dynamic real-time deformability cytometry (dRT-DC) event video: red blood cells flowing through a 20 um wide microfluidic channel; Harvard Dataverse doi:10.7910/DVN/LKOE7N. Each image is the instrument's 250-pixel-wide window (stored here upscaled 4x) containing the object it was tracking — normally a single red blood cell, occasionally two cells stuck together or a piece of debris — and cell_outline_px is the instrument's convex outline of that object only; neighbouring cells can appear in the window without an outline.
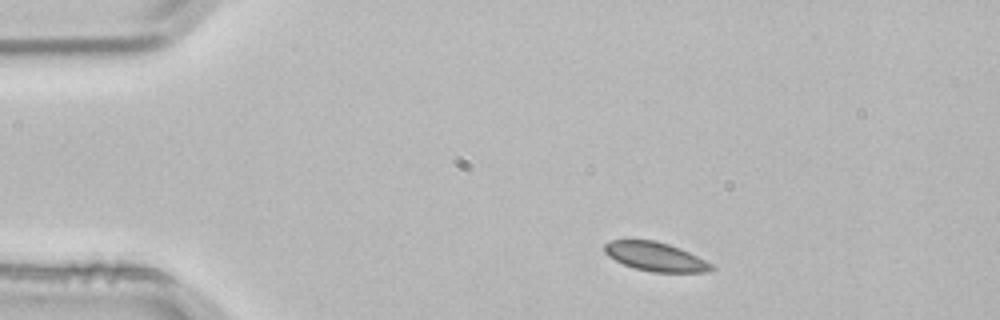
{"species": "common noctule bat (a hibernating species)", "species_latin": "Nyctalus noctula", "temperature_condition": "room temperature", "stored_images_in_passage": 2, "camera_frame_rate_fps": 3000, "um_per_image_px": 0.085, "animal": {"sex": "male", "body_mass_g": 21.5, "forearm_length_mm": 52.0}, "frame": {"image": 1, "passage_image": 1, "time_ms": 0.0, "image_size_px": [1000, 320], "cell_outline_px": [[716, 268], [708, 272], [652, 272], [636, 268], [624, 264], [608, 256], [604, 252], [604, 244], [612, 240], [656, 240], [680, 248], [712, 264]], "centroid_in_image_um": [55.71, 21.81], "position_along_channel_um": 29.3, "area_um2": 17.86}}